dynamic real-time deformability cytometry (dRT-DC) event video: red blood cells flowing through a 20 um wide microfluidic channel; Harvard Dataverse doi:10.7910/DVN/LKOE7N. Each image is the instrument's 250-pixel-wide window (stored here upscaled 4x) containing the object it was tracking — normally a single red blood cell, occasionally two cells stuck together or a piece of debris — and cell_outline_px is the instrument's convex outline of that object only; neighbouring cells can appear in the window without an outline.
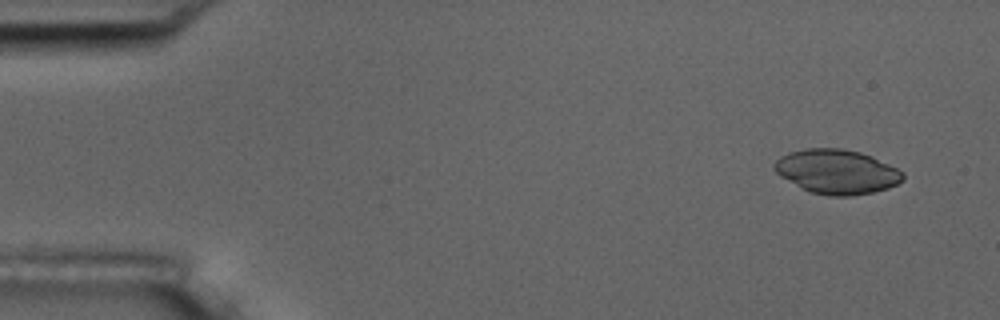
{"species": "common noctule bat (a hibernating species)", "species_latin": "Nyctalus noctula", "temperature_condition": "room temperature", "stored_images_in_passage": 7, "camera_frame_rate_fps": 3000, "um_per_image_px": 0.085, "animal": {"sex": "male", "body_mass_g": 17.5, "forearm_length_mm": 52.3}, "frame": {"image": 1, "passage_image": 2, "time_ms": 1.0, "image_size_px": [1000, 320], "cell_outline_px": [[904, 180], [888, 188], [872, 192], [848, 196], [828, 196], [812, 192], [800, 188], [780, 176], [772, 168], [772, 164], [780, 156], [788, 152], [804, 148], [840, 148], [860, 152], [872, 156], [904, 172]], "centroid_in_image_um": [71.09, 14.58], "position_along_channel_um": 13.9, "area_um2": 33.41}}